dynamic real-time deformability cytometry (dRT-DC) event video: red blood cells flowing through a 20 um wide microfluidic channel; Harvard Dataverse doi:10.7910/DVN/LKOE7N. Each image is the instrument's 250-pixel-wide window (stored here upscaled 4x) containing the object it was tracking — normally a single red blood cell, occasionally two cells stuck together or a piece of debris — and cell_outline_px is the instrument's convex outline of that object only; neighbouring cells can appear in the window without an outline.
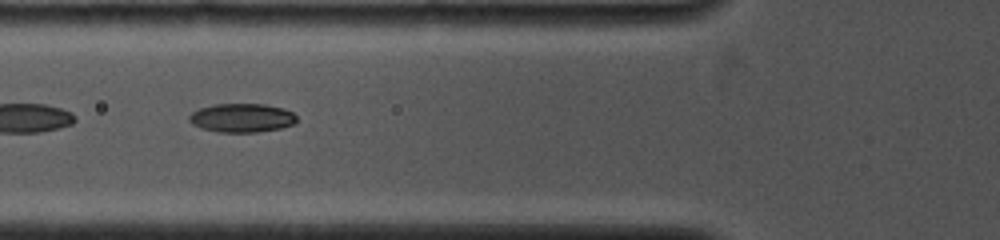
{"species": "common noctule bat (a hibernating species)", "species_latin": "Nyctalus noctula", "temperature_condition": "cold", "stored_images_in_passage": 33, "camera_frame_rate_fps": 4000, "um_per_image_px": 0.085, "animal": {"sex": "female", "body_mass_g": 19.0, "forearm_length_mm": 53.3}, "frame": {"image": 1, "passage_image": 5, "time_ms": 1.75, "image_size_px": [1000, 240], "cell_outline_px": [[296, 120], [292, 124], [280, 128], [256, 132], [216, 132], [200, 128], [192, 124], [188, 120], [188, 116], [192, 112], [200, 108], [216, 104], [264, 104], [284, 108], [292, 112], [296, 116]], "centroid_in_image_um": [20.52, 10.02], "position_along_channel_um": 105.3, "area_um2": 18.03}}
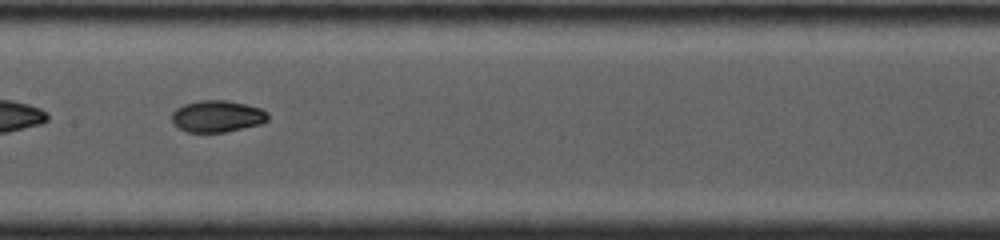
{"frame": {"image": 2, "passage_image": 10, "time_ms": 3.75, "image_size_px": [1000, 240], "cell_outline_px": [[268, 120], [260, 124], [224, 132], [188, 132], [176, 128], [172, 124], [172, 112], [176, 108], [184, 104], [200, 100], [228, 100], [260, 108], [268, 112]], "centroid_in_image_um": [18.42, 9.88], "position_along_channel_um": 189.0, "area_um2": 17.86}}
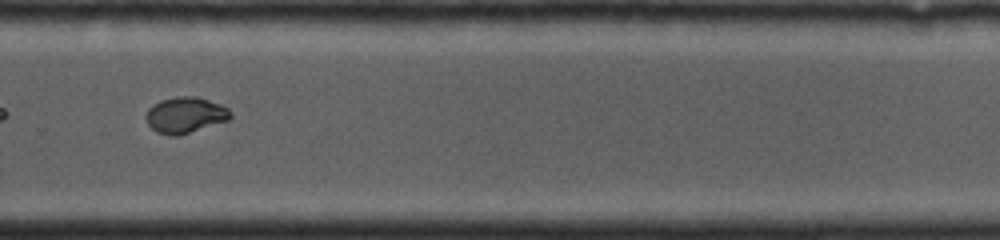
{"frame": {"image": 3, "passage_image": 18, "time_ms": 6.75, "image_size_px": [1000, 240], "cell_outline_px": [[232, 116], [228, 120], [180, 136], [172, 136], [156, 132], [148, 124], [144, 116], [148, 108], [152, 104], [160, 100], [176, 96], [196, 96], [220, 104], [228, 108], [232, 112]], "centroid_in_image_um": [15.73, 9.78], "position_along_channel_um": 314.1, "area_um2": 17.98}}